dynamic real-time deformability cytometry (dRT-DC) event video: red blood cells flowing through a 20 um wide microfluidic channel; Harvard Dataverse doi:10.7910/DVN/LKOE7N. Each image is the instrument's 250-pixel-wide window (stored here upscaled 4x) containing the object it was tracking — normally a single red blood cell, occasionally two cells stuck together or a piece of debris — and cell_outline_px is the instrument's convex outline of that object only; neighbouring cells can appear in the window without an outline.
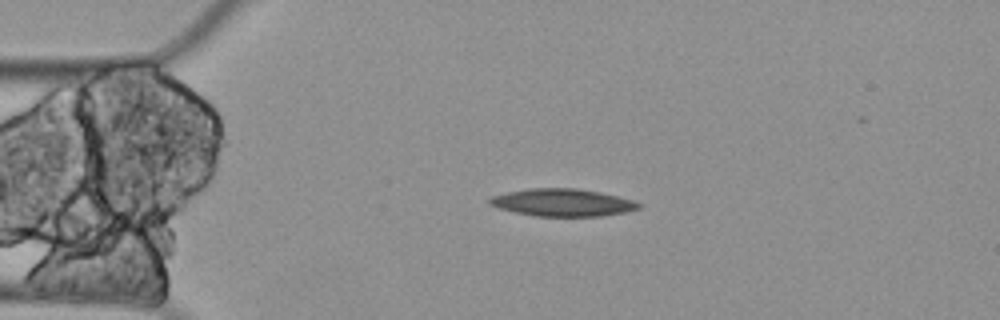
{"species": "Egyptian fruit bat (a non-hibernating species)", "species_latin": "Rousettus aegyptiacus", "temperature_condition": "cold", "stored_images_in_passage": 2, "camera_frame_rate_fps": 3000, "um_per_image_px": 0.085, "animal": {"sex": "female"}, "frame": {"image": 1, "passage_image": 1, "time_ms": 0.0, "image_size_px": [1000, 320], "cell_outline_px": [[640, 208], [624, 212], [600, 216], [536, 216], [496, 208], [488, 204], [488, 200], [492, 196], [508, 192], [528, 188], [576, 188], [600, 192], [636, 200], [640, 204]], "centroid_in_image_um": [47.8, 17.21], "position_along_channel_um": 37.2, "area_um2": 23.87}}